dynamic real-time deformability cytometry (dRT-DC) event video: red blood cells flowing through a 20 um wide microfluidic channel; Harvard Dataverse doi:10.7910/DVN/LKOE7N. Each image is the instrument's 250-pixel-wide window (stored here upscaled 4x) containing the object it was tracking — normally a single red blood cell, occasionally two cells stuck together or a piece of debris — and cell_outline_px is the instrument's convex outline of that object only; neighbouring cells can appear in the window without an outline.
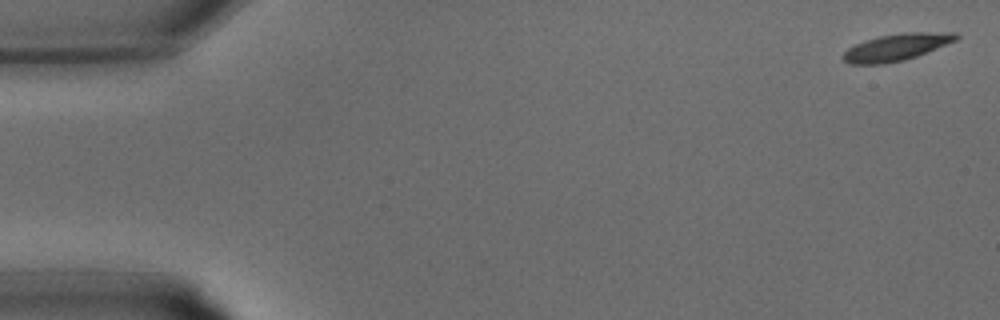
{"species": "common noctule bat (a hibernating species)", "species_latin": "Nyctalus noctula", "temperature_condition": "warm", "stored_images_in_passage": 10, "camera_frame_rate_fps": 3000, "um_per_image_px": 0.085, "animal": {"sex": "male", "body_mass_g": 15.6}, "frame": {"image": 1, "passage_image": 1, "time_ms": 0.0, "image_size_px": [1000, 320], "cell_outline_px": [[960, 36], [956, 40], [916, 56], [904, 60], [884, 64], [852, 64], [844, 60], [840, 56], [848, 48], [856, 44], [880, 36], [904, 32], [956, 32]], "centroid_in_image_um": [76.2, 4.01], "position_along_channel_um": 8.8, "area_um2": 17.51}}
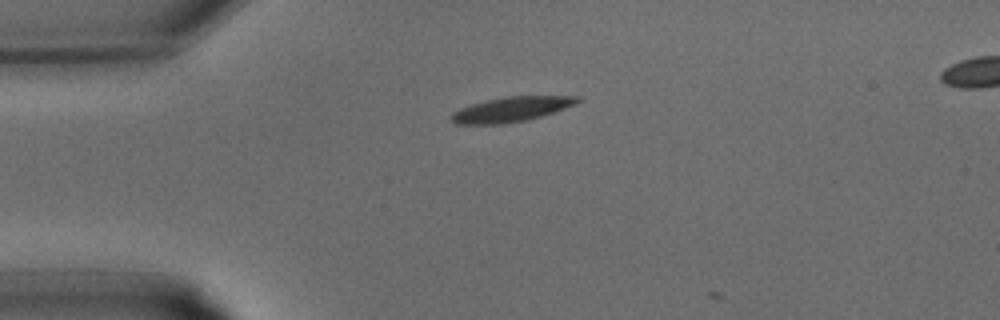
{"frame": {"image": 2, "passage_image": 8, "time_ms": 2.333, "image_size_px": [1000, 320], "cell_outline_px": [[580, 100], [576, 104], [540, 116], [524, 120], [504, 124], [456, 124], [452, 120], [452, 112], [460, 108], [472, 104], [504, 96], [580, 96]], "centroid_in_image_um": [43.45, 9.28], "position_along_channel_um": 41.6, "area_um2": 17.98}}